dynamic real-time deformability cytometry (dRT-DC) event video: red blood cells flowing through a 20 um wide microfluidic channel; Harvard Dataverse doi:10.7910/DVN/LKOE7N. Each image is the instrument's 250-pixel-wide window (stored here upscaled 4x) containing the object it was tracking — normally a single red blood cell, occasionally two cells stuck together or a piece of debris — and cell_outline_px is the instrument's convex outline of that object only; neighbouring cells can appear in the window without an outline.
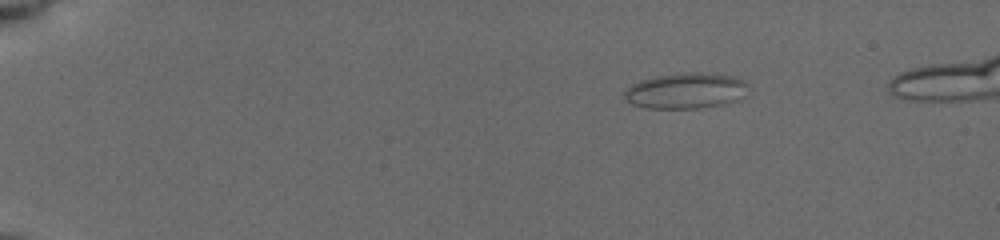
{"species": "common noctule bat (a hibernating species)", "species_latin": "Nyctalus noctula", "temperature_condition": "cold", "stored_images_in_passage": 21, "camera_frame_rate_fps": 3000, "um_per_image_px": 0.085, "animal": {"sex": "female", "body_mass_g": 19.5, "forearm_length_mm": 54.1}, "frame": {"image": 1, "passage_image": 1, "time_ms": 0.0, "image_size_px": [1000, 240], "cell_outline_px": [[748, 84], [736, 100], [720, 104], [700, 108], [648, 108], [632, 104], [624, 96], [624, 92], [632, 84], [640, 80], [652, 76], [692, 72], [700, 72], [728, 76], [740, 80]], "centroid_in_image_um": [58.19, 7.71], "position_along_channel_um": 26.8, "area_um2": 25.09}}
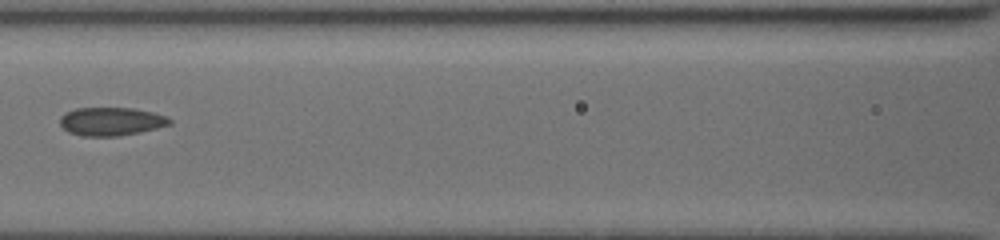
{"frame": {"image": 2, "passage_image": 15, "time_ms": 6.0, "image_size_px": [1000, 240], "cell_outline_px": [[172, 124], [140, 132], [120, 136], [84, 136], [68, 132], [60, 124], [60, 116], [76, 108], [132, 108], [152, 112], [168, 116], [172, 120]], "centroid_in_image_um": [9.48, 10.32], "position_along_channel_um": 157.1, "area_um2": 18.09}}
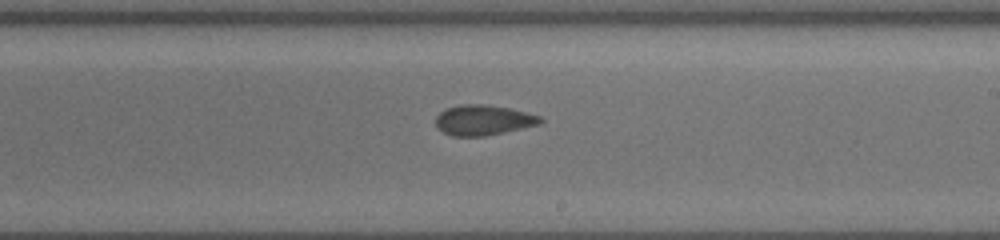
{"frame": {"image": 3, "passage_image": 21, "time_ms": 8.333, "image_size_px": [1000, 240], "cell_outline_px": [[544, 120], [540, 124], [504, 132], [484, 136], [452, 136], [444, 132], [436, 124], [436, 116], [440, 112], [448, 108], [460, 104], [488, 104], [512, 108], [540, 116]], "centroid_in_image_um": [41.11, 10.19], "position_along_channel_um": 247.9, "area_um2": 18.44}}